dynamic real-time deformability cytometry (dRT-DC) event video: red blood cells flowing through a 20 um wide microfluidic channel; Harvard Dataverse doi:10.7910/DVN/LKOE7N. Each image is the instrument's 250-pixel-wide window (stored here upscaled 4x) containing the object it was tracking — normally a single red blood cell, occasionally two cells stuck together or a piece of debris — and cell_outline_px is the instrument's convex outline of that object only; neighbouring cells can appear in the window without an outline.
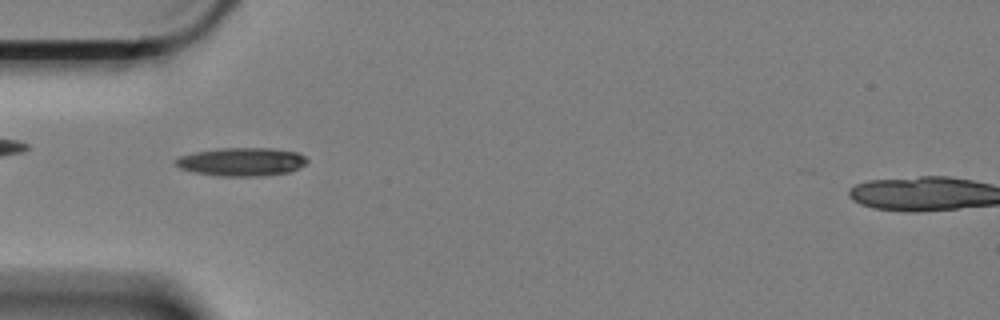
{"species": "Egyptian fruit bat (a non-hibernating species)", "species_latin": "Rousettus aegyptiacus", "temperature_condition": "cold", "stored_images_in_passage": 47, "camera_frame_rate_fps": 3000, "um_per_image_px": 0.085, "animal": {"sex": "female"}, "frame": {"image": 1, "passage_image": 6, "time_ms": 1.667, "image_size_px": [1000, 320], "cell_outline_px": [[308, 160], [300, 168], [288, 172], [260, 176], [220, 176], [196, 172], [180, 168], [176, 164], [176, 160], [180, 156], [196, 152], [220, 148], [272, 148], [296, 152], [304, 156]], "centroid_in_image_um": [20.57, 13.75], "position_along_channel_um": 64.4, "area_um2": 21.44}}
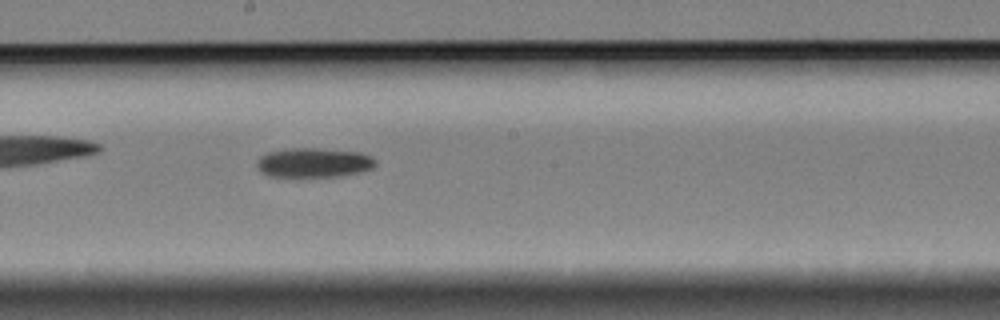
{"frame": {"image": 2, "passage_image": 20, "time_ms": 6.333, "image_size_px": [1000, 320], "cell_outline_px": [[376, 164], [372, 168], [360, 172], [340, 176], [268, 176], [260, 172], [256, 164], [260, 156], [268, 152], [284, 148], [316, 148], [360, 152], [372, 156], [376, 160]], "centroid_in_image_um": [26.66, 13.81], "position_along_channel_um": 221.5, "area_um2": 20.46}}
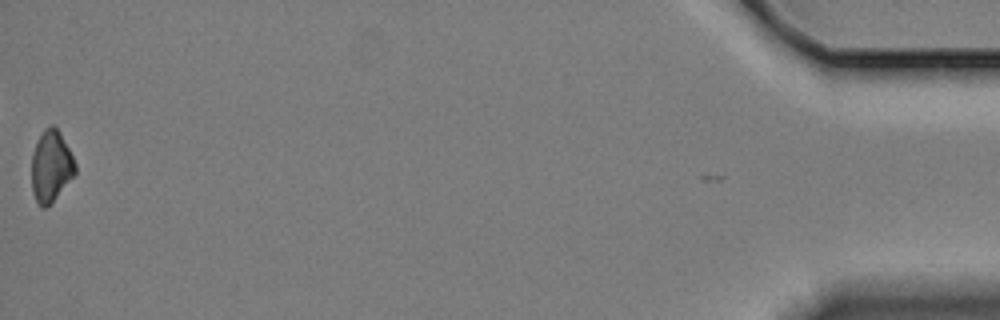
{"frame": {"image": 3, "passage_image": 47, "time_ms": 15.333, "image_size_px": [1000, 320], "cell_outline_px": [[76, 172], [52, 200], [44, 208], [40, 208], [32, 192], [32, 156], [36, 144], [44, 128], [48, 124], [52, 124], [60, 132], [76, 164]], "centroid_in_image_um": [4.32, 14.1], "position_along_channel_um": 430.9, "area_um2": 17.69}, "authors_computed_cell_mechanics": {"area_um2": 19.941, "velocity_mm_per_s": 3.3713, "shape_relaxation_time_tau1_ms": 8.0718, "shape_relaxation_time_tau2_ms": null, "deformation_change_tau1": 0.1091, "deformation_change_tau2": null}}